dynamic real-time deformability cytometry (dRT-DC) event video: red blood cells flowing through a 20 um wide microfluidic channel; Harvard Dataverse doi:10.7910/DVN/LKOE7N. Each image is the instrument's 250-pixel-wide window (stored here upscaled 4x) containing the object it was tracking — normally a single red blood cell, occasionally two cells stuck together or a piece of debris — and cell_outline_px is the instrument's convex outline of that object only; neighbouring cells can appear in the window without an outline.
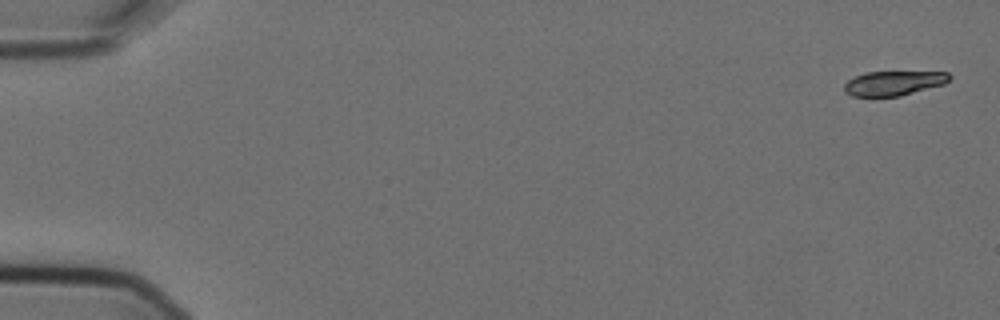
{"species": "Egyptian fruit bat (a non-hibernating species)", "species_latin": "Rousettus aegyptiacus", "temperature_condition": "cold", "stored_images_in_passage": 6, "camera_frame_rate_fps": 3000, "um_per_image_px": 0.085, "animal": {"sex": "female"}, "frame": {"image": 1, "passage_image": 1, "time_ms": 0.0, "image_size_px": [1000, 320], "cell_outline_px": [[952, 76], [944, 84], [900, 96], [852, 96], [844, 92], [844, 84], [848, 80], [864, 72], [948, 72]], "centroid_in_image_um": [75.95, 7.07], "position_along_channel_um": 9.1, "area_um2": 14.97}}
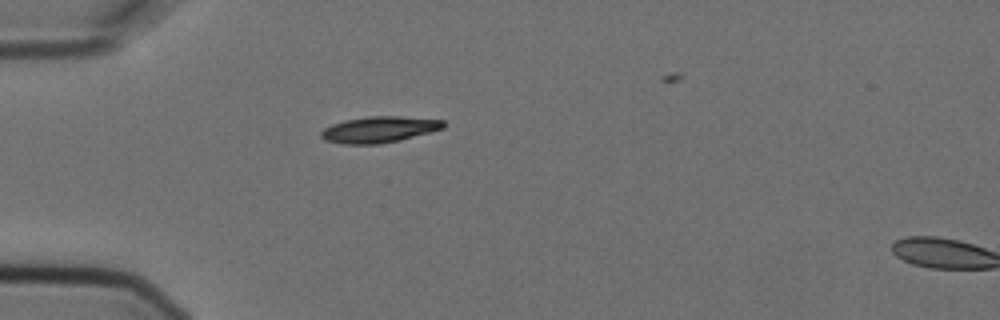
{"frame": {"image": 2, "passage_image": 5, "time_ms": 1.333, "image_size_px": [1000, 320], "cell_outline_px": [[444, 128], [400, 140], [380, 144], [340, 144], [324, 140], [320, 136], [320, 132], [324, 128], [332, 124], [344, 120], [368, 116], [400, 116], [444, 120]], "centroid_in_image_um": [32.19, 11.01], "position_along_channel_um": 52.8, "area_um2": 18.73}}